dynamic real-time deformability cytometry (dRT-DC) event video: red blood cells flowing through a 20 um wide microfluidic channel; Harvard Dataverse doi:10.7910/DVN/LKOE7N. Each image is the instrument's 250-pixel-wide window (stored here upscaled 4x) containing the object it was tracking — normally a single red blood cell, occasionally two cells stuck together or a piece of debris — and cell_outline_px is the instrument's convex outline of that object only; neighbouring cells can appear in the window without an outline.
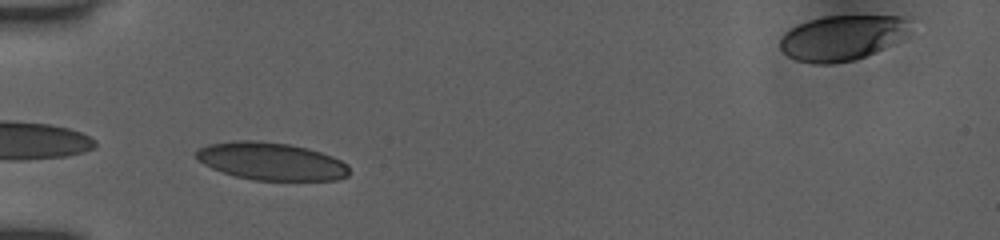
{"species": "human", "species_latin": "Homo sapiens", "temperature_condition": "room temperature", "stored_images_in_passage": 8, "camera_frame_rate_fps": 3000, "um_per_image_px": 0.085, "donor": {"sex": "female"}, "frame": {"image": 1, "passage_image": 1, "time_ms": 0.0, "image_size_px": [1000, 240], "cell_outline_px": [[348, 176], [336, 180], [252, 180], [236, 176], [212, 168], [204, 164], [192, 152], [208, 144], [232, 140], [256, 140], [288, 144], [308, 148], [332, 156], [348, 164]], "centroid_in_image_um": [23.04, 13.7], "position_along_channel_um": 62.0, "area_um2": 33.58}}
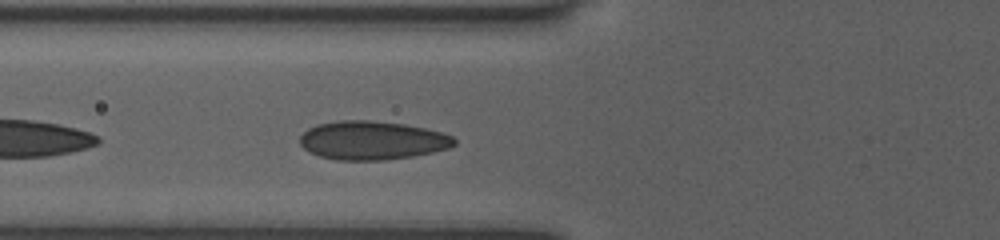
{"frame": {"image": 2, "passage_image": 6, "time_ms": 1.0, "image_size_px": [1000, 240], "cell_outline_px": [[456, 144], [448, 148], [432, 152], [412, 156], [384, 160], [336, 160], [320, 156], [308, 152], [300, 144], [300, 136], [308, 128], [316, 124], [340, 120], [368, 120], [404, 124], [424, 128], [440, 132], [452, 136], [456, 140]], "centroid_in_image_um": [31.6, 11.93], "position_along_channel_um": 94.2, "area_um2": 34.74}}